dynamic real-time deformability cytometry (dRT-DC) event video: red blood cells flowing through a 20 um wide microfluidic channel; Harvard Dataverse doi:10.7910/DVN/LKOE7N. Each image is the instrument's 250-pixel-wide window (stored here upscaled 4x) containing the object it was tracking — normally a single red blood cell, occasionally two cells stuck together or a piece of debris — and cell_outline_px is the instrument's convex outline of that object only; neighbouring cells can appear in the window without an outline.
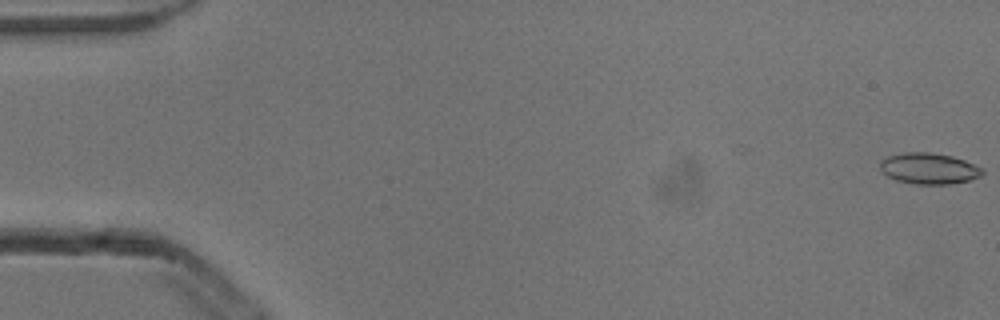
{"species": "common noctule bat (a hibernating species)", "species_latin": "Nyctalus noctula", "temperature_condition": "cold", "stored_images_in_passage": 5, "camera_frame_rate_fps": 3000, "um_per_image_px": 0.085, "animal": {"sex": "male", "body_mass_g": 13.3}, "frame": {"image": 1, "passage_image": 1, "time_ms": 0.0, "image_size_px": [1000, 320], "cell_outline_px": [[984, 172], [980, 176], [972, 180], [948, 184], [916, 184], [896, 180], [888, 176], [880, 168], [880, 160], [888, 156], [904, 152], [928, 152], [952, 156], [964, 160], [984, 168]], "centroid_in_image_um": [78.98, 14.32], "position_along_channel_um": 6.0, "area_um2": 18.55}}
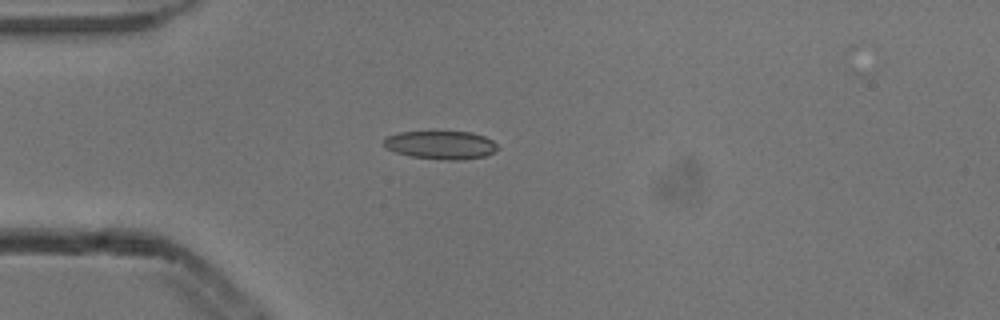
{"frame": {"image": 2, "passage_image": 5, "time_ms": 1.333, "image_size_px": [1000, 320], "cell_outline_px": [[500, 148], [484, 156], [456, 160], [444, 160], [412, 156], [396, 152], [388, 148], [384, 144], [384, 140], [388, 136], [400, 132], [472, 132], [484, 136], [492, 140]], "centroid_in_image_um": [37.5, 12.32], "position_along_channel_um": 47.5, "area_um2": 18.44}}